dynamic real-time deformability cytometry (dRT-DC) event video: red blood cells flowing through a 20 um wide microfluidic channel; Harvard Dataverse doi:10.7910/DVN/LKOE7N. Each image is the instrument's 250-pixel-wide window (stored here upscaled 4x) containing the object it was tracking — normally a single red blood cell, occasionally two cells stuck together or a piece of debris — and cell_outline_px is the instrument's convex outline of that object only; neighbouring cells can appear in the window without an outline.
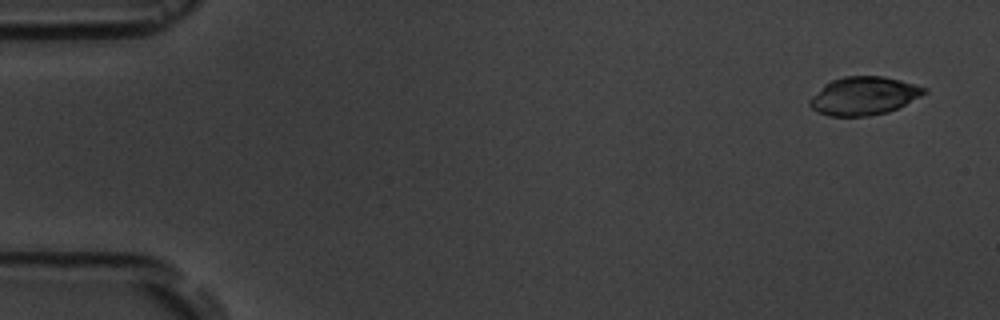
{"species": "common noctule bat (a hibernating species)", "species_latin": "Nyctalus noctula", "temperature_condition": "room temperature", "stored_images_in_passage": 4, "camera_frame_rate_fps": 3000, "um_per_image_px": 0.085, "animal": {"sex": "male", "body_mass_g": 19.5, "forearm_length_mm": 54.6}, "frame": {"image": 1, "passage_image": 1, "time_ms": 0.0, "image_size_px": [1000, 320], "cell_outline_px": [[928, 92], [888, 112], [868, 116], [828, 116], [816, 112], [808, 104], [808, 100], [824, 84], [832, 80], [844, 76], [884, 76], [900, 80], [928, 88]], "centroid_in_image_um": [73.39, 8.15], "position_along_channel_um": 11.6, "area_um2": 25.49}}
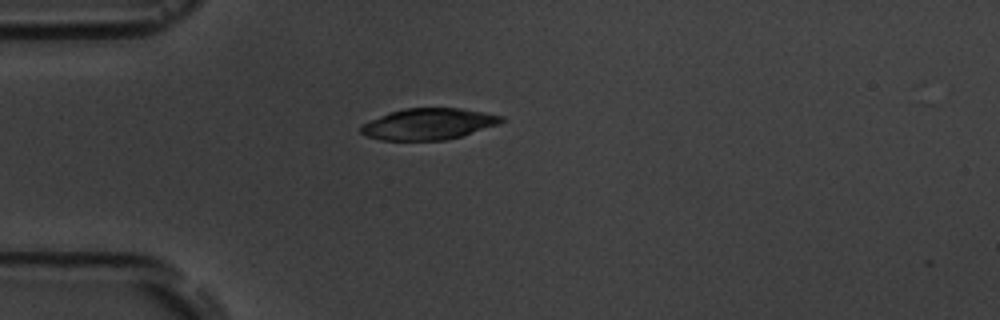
{"frame": {"image": 2, "passage_image": 4, "time_ms": 4.0, "image_size_px": [1000, 320], "cell_outline_px": [[504, 120], [500, 124], [460, 136], [444, 140], [380, 140], [364, 136], [360, 132], [360, 128], [364, 124], [388, 112], [404, 108], [460, 108], [484, 112], [504, 116]], "centroid_in_image_um": [36.43, 10.54], "position_along_channel_um": 48.6, "area_um2": 25.55}}